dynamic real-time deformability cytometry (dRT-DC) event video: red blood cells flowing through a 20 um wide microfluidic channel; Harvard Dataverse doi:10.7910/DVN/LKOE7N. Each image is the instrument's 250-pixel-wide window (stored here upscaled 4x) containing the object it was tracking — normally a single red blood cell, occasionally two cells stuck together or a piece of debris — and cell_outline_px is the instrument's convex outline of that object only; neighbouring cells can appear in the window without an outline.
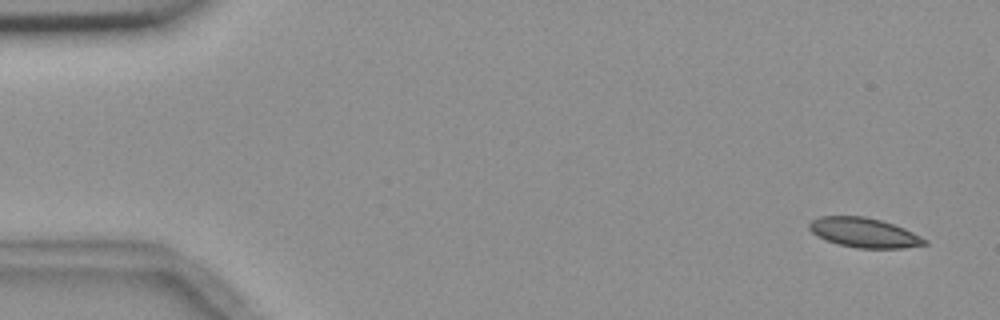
{"species": "common noctule bat (a hibernating species)", "species_latin": "Nyctalus noctula", "temperature_condition": "room temperature", "stored_images_in_passage": 5, "camera_frame_rate_fps": 3000, "um_per_image_px": 0.085, "animal": {"sex": "female", "body_mass_g": 18.4}, "frame": {"image": 1, "passage_image": 1, "time_ms": 0.0, "image_size_px": [1000, 320], "cell_outline_px": [[928, 244], [900, 248], [856, 248], [840, 244], [828, 240], [812, 232], [808, 228], [808, 224], [812, 220], [820, 216], [864, 216], [880, 220], [904, 228], [928, 240]], "centroid_in_image_um": [73.46, 19.77], "position_along_channel_um": 11.5, "area_um2": 19.65}}
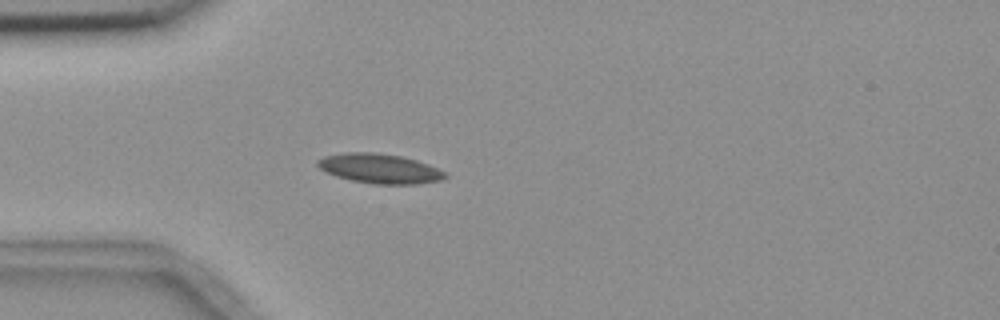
{"frame": {"image": 2, "passage_image": 5, "time_ms": 4.333, "image_size_px": [1000, 320], "cell_outline_px": [[448, 176], [440, 180], [420, 184], [372, 184], [352, 180], [336, 176], [320, 168], [316, 164], [316, 160], [324, 156], [344, 152], [376, 152], [400, 156], [416, 160], [428, 164], [444, 172]], "centroid_in_image_um": [32.25, 14.32], "position_along_channel_um": 52.7, "area_um2": 21.96}}